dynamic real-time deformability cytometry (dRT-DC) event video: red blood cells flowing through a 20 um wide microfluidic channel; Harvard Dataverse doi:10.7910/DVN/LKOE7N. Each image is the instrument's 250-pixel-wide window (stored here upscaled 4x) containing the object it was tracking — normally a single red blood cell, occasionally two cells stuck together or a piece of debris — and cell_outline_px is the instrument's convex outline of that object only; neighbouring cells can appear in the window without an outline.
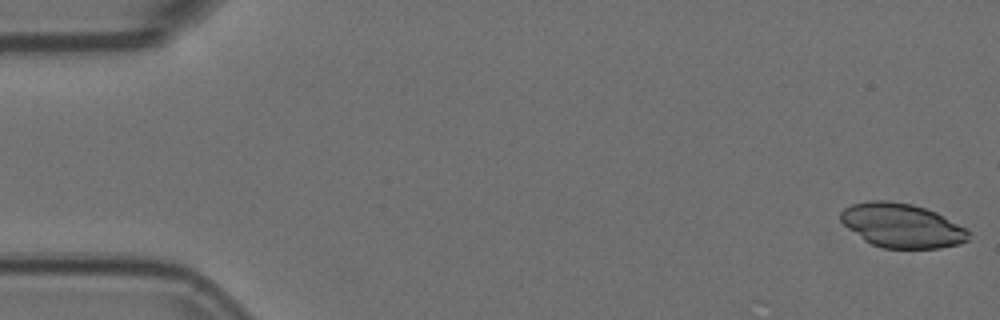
{"species": "Egyptian fruit bat (a non-hibernating species)", "species_latin": "Rousettus aegyptiacus", "temperature_condition": "room temperature", "stored_images_in_passage": 49, "camera_frame_rate_fps": 3000, "um_per_image_px": 0.085, "animal": {"sex": "female"}, "frame": {"image": 1, "passage_image": 1, "time_ms": 0.0, "image_size_px": [1000, 320], "cell_outline_px": [[968, 240], [960, 244], [940, 248], [880, 248], [864, 240], [848, 228], [840, 220], [840, 212], [844, 208], [852, 204], [868, 200], [888, 200], [912, 204], [936, 212], [944, 216], [964, 228], [968, 232]], "centroid_in_image_um": [76.62, 19.16], "position_along_channel_um": 8.4, "area_um2": 32.83}}